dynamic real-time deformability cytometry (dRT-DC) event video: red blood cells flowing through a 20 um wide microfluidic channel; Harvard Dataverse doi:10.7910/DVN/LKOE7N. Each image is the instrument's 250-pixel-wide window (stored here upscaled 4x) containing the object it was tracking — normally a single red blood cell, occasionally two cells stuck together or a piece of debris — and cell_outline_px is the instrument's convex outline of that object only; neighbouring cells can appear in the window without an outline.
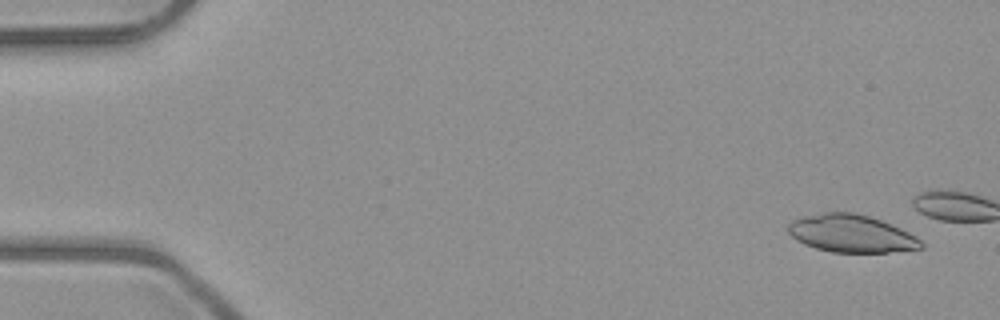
{"species": "common noctule bat (a hibernating species)", "species_latin": "Nyctalus noctula", "temperature_condition": "room temperature", "stored_images_in_passage": 4, "camera_frame_rate_fps": 3000, "um_per_image_px": 0.085, "animal": {"sex": "male", "body_mass_g": 23.1, "forearm_length_mm": 52.7}, "frame": {"image": 1, "passage_image": 1, "time_ms": 0.0, "image_size_px": [1000, 320], "cell_outline_px": [[924, 248], [888, 252], [832, 252], [816, 248], [804, 244], [796, 240], [788, 232], [788, 224], [792, 220], [804, 216], [824, 212], [856, 212], [880, 220], [900, 228], [916, 236], [924, 244]], "centroid_in_image_um": [72.35, 19.85], "position_along_channel_um": 12.6, "area_um2": 29.07}}